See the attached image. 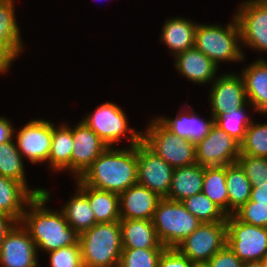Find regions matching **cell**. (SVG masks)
<instances>
[{
  "mask_svg": "<svg viewBox=\"0 0 267 267\" xmlns=\"http://www.w3.org/2000/svg\"><path fill=\"white\" fill-rule=\"evenodd\" d=\"M50 192L45 188L44 194L35 196L27 204L20 220L34 240L39 257L40 252L46 254L79 243V234L69 226L63 212L48 206L53 198Z\"/></svg>",
  "mask_w": 267,
  "mask_h": 267,
  "instance_id": "cell-1",
  "label": "cell"
},
{
  "mask_svg": "<svg viewBox=\"0 0 267 267\" xmlns=\"http://www.w3.org/2000/svg\"><path fill=\"white\" fill-rule=\"evenodd\" d=\"M137 145L109 146L79 180L92 188L121 194L137 183Z\"/></svg>",
  "mask_w": 267,
  "mask_h": 267,
  "instance_id": "cell-2",
  "label": "cell"
},
{
  "mask_svg": "<svg viewBox=\"0 0 267 267\" xmlns=\"http://www.w3.org/2000/svg\"><path fill=\"white\" fill-rule=\"evenodd\" d=\"M225 25L198 22L195 30L194 47L219 64L242 63L246 61L243 52L240 28L234 14Z\"/></svg>",
  "mask_w": 267,
  "mask_h": 267,
  "instance_id": "cell-3",
  "label": "cell"
},
{
  "mask_svg": "<svg viewBox=\"0 0 267 267\" xmlns=\"http://www.w3.org/2000/svg\"><path fill=\"white\" fill-rule=\"evenodd\" d=\"M84 267H118L123 250L120 222L96 223L79 234Z\"/></svg>",
  "mask_w": 267,
  "mask_h": 267,
  "instance_id": "cell-4",
  "label": "cell"
},
{
  "mask_svg": "<svg viewBox=\"0 0 267 267\" xmlns=\"http://www.w3.org/2000/svg\"><path fill=\"white\" fill-rule=\"evenodd\" d=\"M119 106V103L111 101L101 103L92 112L84 114L81 120L108 146H120L123 141H126V146L137 145L141 141L142 130L129 125L126 111Z\"/></svg>",
  "mask_w": 267,
  "mask_h": 267,
  "instance_id": "cell-5",
  "label": "cell"
},
{
  "mask_svg": "<svg viewBox=\"0 0 267 267\" xmlns=\"http://www.w3.org/2000/svg\"><path fill=\"white\" fill-rule=\"evenodd\" d=\"M143 127L141 141L171 167L179 168L197 163L195 143L176 136L155 115Z\"/></svg>",
  "mask_w": 267,
  "mask_h": 267,
  "instance_id": "cell-6",
  "label": "cell"
},
{
  "mask_svg": "<svg viewBox=\"0 0 267 267\" xmlns=\"http://www.w3.org/2000/svg\"><path fill=\"white\" fill-rule=\"evenodd\" d=\"M160 242L166 248H176L200 225L199 221L181 201L161 198L152 218Z\"/></svg>",
  "mask_w": 267,
  "mask_h": 267,
  "instance_id": "cell-7",
  "label": "cell"
},
{
  "mask_svg": "<svg viewBox=\"0 0 267 267\" xmlns=\"http://www.w3.org/2000/svg\"><path fill=\"white\" fill-rule=\"evenodd\" d=\"M237 19L243 52L250 49L267 53V0H244L238 3L234 13ZM245 47V48H244ZM264 52V53H263Z\"/></svg>",
  "mask_w": 267,
  "mask_h": 267,
  "instance_id": "cell-8",
  "label": "cell"
},
{
  "mask_svg": "<svg viewBox=\"0 0 267 267\" xmlns=\"http://www.w3.org/2000/svg\"><path fill=\"white\" fill-rule=\"evenodd\" d=\"M226 245L245 262H259L267 257V228L249 225L233 214L226 217Z\"/></svg>",
  "mask_w": 267,
  "mask_h": 267,
  "instance_id": "cell-9",
  "label": "cell"
},
{
  "mask_svg": "<svg viewBox=\"0 0 267 267\" xmlns=\"http://www.w3.org/2000/svg\"><path fill=\"white\" fill-rule=\"evenodd\" d=\"M227 243L226 221L201 225L176 248L195 264H206Z\"/></svg>",
  "mask_w": 267,
  "mask_h": 267,
  "instance_id": "cell-10",
  "label": "cell"
},
{
  "mask_svg": "<svg viewBox=\"0 0 267 267\" xmlns=\"http://www.w3.org/2000/svg\"><path fill=\"white\" fill-rule=\"evenodd\" d=\"M14 139L22 157L31 164L48 162L52 143V121L44 118H30L18 130Z\"/></svg>",
  "mask_w": 267,
  "mask_h": 267,
  "instance_id": "cell-11",
  "label": "cell"
},
{
  "mask_svg": "<svg viewBox=\"0 0 267 267\" xmlns=\"http://www.w3.org/2000/svg\"><path fill=\"white\" fill-rule=\"evenodd\" d=\"M208 103L214 119L221 113H229L243 107L247 102L245 84L240 73L227 71L209 85Z\"/></svg>",
  "mask_w": 267,
  "mask_h": 267,
  "instance_id": "cell-12",
  "label": "cell"
},
{
  "mask_svg": "<svg viewBox=\"0 0 267 267\" xmlns=\"http://www.w3.org/2000/svg\"><path fill=\"white\" fill-rule=\"evenodd\" d=\"M196 162L202 166H224L237 162L241 144L217 125L195 144Z\"/></svg>",
  "mask_w": 267,
  "mask_h": 267,
  "instance_id": "cell-13",
  "label": "cell"
},
{
  "mask_svg": "<svg viewBox=\"0 0 267 267\" xmlns=\"http://www.w3.org/2000/svg\"><path fill=\"white\" fill-rule=\"evenodd\" d=\"M137 183L166 198L171 188L174 168L151 151L142 141L137 144Z\"/></svg>",
  "mask_w": 267,
  "mask_h": 267,
  "instance_id": "cell-14",
  "label": "cell"
},
{
  "mask_svg": "<svg viewBox=\"0 0 267 267\" xmlns=\"http://www.w3.org/2000/svg\"><path fill=\"white\" fill-rule=\"evenodd\" d=\"M34 240L16 222L0 242V267H40Z\"/></svg>",
  "mask_w": 267,
  "mask_h": 267,
  "instance_id": "cell-15",
  "label": "cell"
},
{
  "mask_svg": "<svg viewBox=\"0 0 267 267\" xmlns=\"http://www.w3.org/2000/svg\"><path fill=\"white\" fill-rule=\"evenodd\" d=\"M109 146L82 120L73 125L72 180L79 179Z\"/></svg>",
  "mask_w": 267,
  "mask_h": 267,
  "instance_id": "cell-16",
  "label": "cell"
},
{
  "mask_svg": "<svg viewBox=\"0 0 267 267\" xmlns=\"http://www.w3.org/2000/svg\"><path fill=\"white\" fill-rule=\"evenodd\" d=\"M177 113L172 117L169 115H155V117L172 133L184 139H189L193 143L203 140L215 124L214 117L209 114V118H202L201 114L194 110L188 102L182 103ZM193 107V108H192Z\"/></svg>",
  "mask_w": 267,
  "mask_h": 267,
  "instance_id": "cell-17",
  "label": "cell"
},
{
  "mask_svg": "<svg viewBox=\"0 0 267 267\" xmlns=\"http://www.w3.org/2000/svg\"><path fill=\"white\" fill-rule=\"evenodd\" d=\"M173 59L179 76L195 85L208 86L220 74V68L195 47L177 54Z\"/></svg>",
  "mask_w": 267,
  "mask_h": 267,
  "instance_id": "cell-18",
  "label": "cell"
},
{
  "mask_svg": "<svg viewBox=\"0 0 267 267\" xmlns=\"http://www.w3.org/2000/svg\"><path fill=\"white\" fill-rule=\"evenodd\" d=\"M161 197L138 183L119 194L121 219L152 220Z\"/></svg>",
  "mask_w": 267,
  "mask_h": 267,
  "instance_id": "cell-19",
  "label": "cell"
},
{
  "mask_svg": "<svg viewBox=\"0 0 267 267\" xmlns=\"http://www.w3.org/2000/svg\"><path fill=\"white\" fill-rule=\"evenodd\" d=\"M240 70L248 102L258 116L267 114V57L259 55L255 61L245 64Z\"/></svg>",
  "mask_w": 267,
  "mask_h": 267,
  "instance_id": "cell-20",
  "label": "cell"
},
{
  "mask_svg": "<svg viewBox=\"0 0 267 267\" xmlns=\"http://www.w3.org/2000/svg\"><path fill=\"white\" fill-rule=\"evenodd\" d=\"M198 22L188 17H169L160 29L159 42L168 47L169 56L173 58L187 49L194 47L195 30Z\"/></svg>",
  "mask_w": 267,
  "mask_h": 267,
  "instance_id": "cell-21",
  "label": "cell"
},
{
  "mask_svg": "<svg viewBox=\"0 0 267 267\" xmlns=\"http://www.w3.org/2000/svg\"><path fill=\"white\" fill-rule=\"evenodd\" d=\"M16 0H0V47L15 61L25 51L16 15Z\"/></svg>",
  "mask_w": 267,
  "mask_h": 267,
  "instance_id": "cell-22",
  "label": "cell"
},
{
  "mask_svg": "<svg viewBox=\"0 0 267 267\" xmlns=\"http://www.w3.org/2000/svg\"><path fill=\"white\" fill-rule=\"evenodd\" d=\"M70 122H60L55 124L52 121V143L51 151L48 157V165L50 172L69 173L70 176V161L73 151V124Z\"/></svg>",
  "mask_w": 267,
  "mask_h": 267,
  "instance_id": "cell-23",
  "label": "cell"
},
{
  "mask_svg": "<svg viewBox=\"0 0 267 267\" xmlns=\"http://www.w3.org/2000/svg\"><path fill=\"white\" fill-rule=\"evenodd\" d=\"M123 249H166L152 220L120 219Z\"/></svg>",
  "mask_w": 267,
  "mask_h": 267,
  "instance_id": "cell-24",
  "label": "cell"
},
{
  "mask_svg": "<svg viewBox=\"0 0 267 267\" xmlns=\"http://www.w3.org/2000/svg\"><path fill=\"white\" fill-rule=\"evenodd\" d=\"M34 197L22 183L0 175V212L20 222L27 204Z\"/></svg>",
  "mask_w": 267,
  "mask_h": 267,
  "instance_id": "cell-25",
  "label": "cell"
},
{
  "mask_svg": "<svg viewBox=\"0 0 267 267\" xmlns=\"http://www.w3.org/2000/svg\"><path fill=\"white\" fill-rule=\"evenodd\" d=\"M25 159L18 151L15 139L0 144V175L22 183L34 196L45 193V187H30L26 176ZM33 187V188H32Z\"/></svg>",
  "mask_w": 267,
  "mask_h": 267,
  "instance_id": "cell-26",
  "label": "cell"
},
{
  "mask_svg": "<svg viewBox=\"0 0 267 267\" xmlns=\"http://www.w3.org/2000/svg\"><path fill=\"white\" fill-rule=\"evenodd\" d=\"M204 166L198 163L174 168L171 188L166 197L173 201H183L187 197L202 192Z\"/></svg>",
  "mask_w": 267,
  "mask_h": 267,
  "instance_id": "cell-27",
  "label": "cell"
},
{
  "mask_svg": "<svg viewBox=\"0 0 267 267\" xmlns=\"http://www.w3.org/2000/svg\"><path fill=\"white\" fill-rule=\"evenodd\" d=\"M73 182L86 194L97 223L120 221L118 194L92 188L79 179Z\"/></svg>",
  "mask_w": 267,
  "mask_h": 267,
  "instance_id": "cell-28",
  "label": "cell"
},
{
  "mask_svg": "<svg viewBox=\"0 0 267 267\" xmlns=\"http://www.w3.org/2000/svg\"><path fill=\"white\" fill-rule=\"evenodd\" d=\"M75 186L73 195L67 201L64 200L59 209L63 212L69 226L81 234L97 222L86 194L77 185Z\"/></svg>",
  "mask_w": 267,
  "mask_h": 267,
  "instance_id": "cell-29",
  "label": "cell"
},
{
  "mask_svg": "<svg viewBox=\"0 0 267 267\" xmlns=\"http://www.w3.org/2000/svg\"><path fill=\"white\" fill-rule=\"evenodd\" d=\"M202 192L227 216L229 215V197L226 185V165L204 166Z\"/></svg>",
  "mask_w": 267,
  "mask_h": 267,
  "instance_id": "cell-30",
  "label": "cell"
},
{
  "mask_svg": "<svg viewBox=\"0 0 267 267\" xmlns=\"http://www.w3.org/2000/svg\"><path fill=\"white\" fill-rule=\"evenodd\" d=\"M226 185L229 197V215H232L251 197V183L236 162L226 165Z\"/></svg>",
  "mask_w": 267,
  "mask_h": 267,
  "instance_id": "cell-31",
  "label": "cell"
},
{
  "mask_svg": "<svg viewBox=\"0 0 267 267\" xmlns=\"http://www.w3.org/2000/svg\"><path fill=\"white\" fill-rule=\"evenodd\" d=\"M250 110L255 114L257 113L255 108L247 102L243 107L230 112V114L221 113L215 118V125L241 144L245 138L246 130L255 120L252 115L254 113H250Z\"/></svg>",
  "mask_w": 267,
  "mask_h": 267,
  "instance_id": "cell-32",
  "label": "cell"
},
{
  "mask_svg": "<svg viewBox=\"0 0 267 267\" xmlns=\"http://www.w3.org/2000/svg\"><path fill=\"white\" fill-rule=\"evenodd\" d=\"M181 202L202 223L226 221L227 215L203 192L187 197Z\"/></svg>",
  "mask_w": 267,
  "mask_h": 267,
  "instance_id": "cell-33",
  "label": "cell"
},
{
  "mask_svg": "<svg viewBox=\"0 0 267 267\" xmlns=\"http://www.w3.org/2000/svg\"><path fill=\"white\" fill-rule=\"evenodd\" d=\"M253 121L241 143V154L267 158V122Z\"/></svg>",
  "mask_w": 267,
  "mask_h": 267,
  "instance_id": "cell-34",
  "label": "cell"
},
{
  "mask_svg": "<svg viewBox=\"0 0 267 267\" xmlns=\"http://www.w3.org/2000/svg\"><path fill=\"white\" fill-rule=\"evenodd\" d=\"M165 249H123L118 267H158Z\"/></svg>",
  "mask_w": 267,
  "mask_h": 267,
  "instance_id": "cell-35",
  "label": "cell"
},
{
  "mask_svg": "<svg viewBox=\"0 0 267 267\" xmlns=\"http://www.w3.org/2000/svg\"><path fill=\"white\" fill-rule=\"evenodd\" d=\"M237 163L244 170L251 186L267 182V158L240 154Z\"/></svg>",
  "mask_w": 267,
  "mask_h": 267,
  "instance_id": "cell-36",
  "label": "cell"
},
{
  "mask_svg": "<svg viewBox=\"0 0 267 267\" xmlns=\"http://www.w3.org/2000/svg\"><path fill=\"white\" fill-rule=\"evenodd\" d=\"M48 267H84L80 244L63 247L46 253Z\"/></svg>",
  "mask_w": 267,
  "mask_h": 267,
  "instance_id": "cell-37",
  "label": "cell"
},
{
  "mask_svg": "<svg viewBox=\"0 0 267 267\" xmlns=\"http://www.w3.org/2000/svg\"><path fill=\"white\" fill-rule=\"evenodd\" d=\"M233 215L243 223L267 228V205L249 199Z\"/></svg>",
  "mask_w": 267,
  "mask_h": 267,
  "instance_id": "cell-38",
  "label": "cell"
},
{
  "mask_svg": "<svg viewBox=\"0 0 267 267\" xmlns=\"http://www.w3.org/2000/svg\"><path fill=\"white\" fill-rule=\"evenodd\" d=\"M195 265L177 248H166L158 263V267H194Z\"/></svg>",
  "mask_w": 267,
  "mask_h": 267,
  "instance_id": "cell-39",
  "label": "cell"
},
{
  "mask_svg": "<svg viewBox=\"0 0 267 267\" xmlns=\"http://www.w3.org/2000/svg\"><path fill=\"white\" fill-rule=\"evenodd\" d=\"M243 261L225 245L205 265L207 267H242Z\"/></svg>",
  "mask_w": 267,
  "mask_h": 267,
  "instance_id": "cell-40",
  "label": "cell"
},
{
  "mask_svg": "<svg viewBox=\"0 0 267 267\" xmlns=\"http://www.w3.org/2000/svg\"><path fill=\"white\" fill-rule=\"evenodd\" d=\"M8 116L0 115V144L14 139L15 127Z\"/></svg>",
  "mask_w": 267,
  "mask_h": 267,
  "instance_id": "cell-41",
  "label": "cell"
},
{
  "mask_svg": "<svg viewBox=\"0 0 267 267\" xmlns=\"http://www.w3.org/2000/svg\"><path fill=\"white\" fill-rule=\"evenodd\" d=\"M250 200L267 205V182L252 186Z\"/></svg>",
  "mask_w": 267,
  "mask_h": 267,
  "instance_id": "cell-42",
  "label": "cell"
},
{
  "mask_svg": "<svg viewBox=\"0 0 267 267\" xmlns=\"http://www.w3.org/2000/svg\"><path fill=\"white\" fill-rule=\"evenodd\" d=\"M15 223L16 221L13 218L0 212V242Z\"/></svg>",
  "mask_w": 267,
  "mask_h": 267,
  "instance_id": "cell-43",
  "label": "cell"
},
{
  "mask_svg": "<svg viewBox=\"0 0 267 267\" xmlns=\"http://www.w3.org/2000/svg\"><path fill=\"white\" fill-rule=\"evenodd\" d=\"M14 60L0 47V72L9 74V70L13 67Z\"/></svg>",
  "mask_w": 267,
  "mask_h": 267,
  "instance_id": "cell-44",
  "label": "cell"
},
{
  "mask_svg": "<svg viewBox=\"0 0 267 267\" xmlns=\"http://www.w3.org/2000/svg\"><path fill=\"white\" fill-rule=\"evenodd\" d=\"M242 267H265L263 261L259 262H245Z\"/></svg>",
  "mask_w": 267,
  "mask_h": 267,
  "instance_id": "cell-45",
  "label": "cell"
},
{
  "mask_svg": "<svg viewBox=\"0 0 267 267\" xmlns=\"http://www.w3.org/2000/svg\"><path fill=\"white\" fill-rule=\"evenodd\" d=\"M194 267H207V266L205 264H202V265L196 264Z\"/></svg>",
  "mask_w": 267,
  "mask_h": 267,
  "instance_id": "cell-46",
  "label": "cell"
},
{
  "mask_svg": "<svg viewBox=\"0 0 267 267\" xmlns=\"http://www.w3.org/2000/svg\"><path fill=\"white\" fill-rule=\"evenodd\" d=\"M265 267H267V257L263 260Z\"/></svg>",
  "mask_w": 267,
  "mask_h": 267,
  "instance_id": "cell-47",
  "label": "cell"
}]
</instances>
